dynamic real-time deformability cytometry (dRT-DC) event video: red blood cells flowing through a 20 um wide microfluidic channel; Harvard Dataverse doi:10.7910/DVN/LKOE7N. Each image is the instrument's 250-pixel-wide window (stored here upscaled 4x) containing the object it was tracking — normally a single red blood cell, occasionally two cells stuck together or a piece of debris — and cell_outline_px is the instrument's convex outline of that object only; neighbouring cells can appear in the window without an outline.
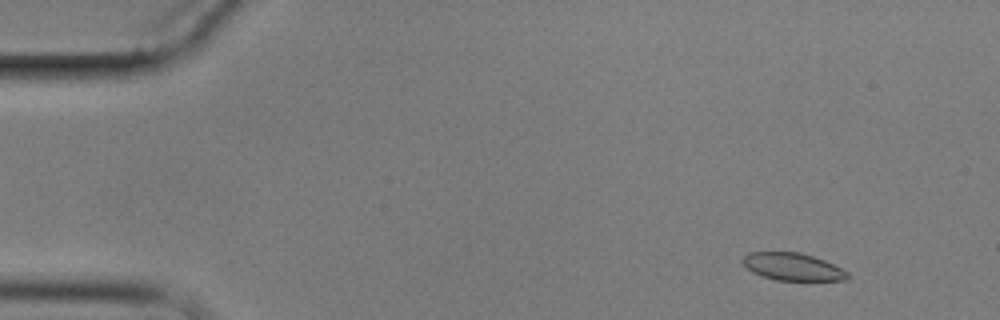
{"species": "common noctule bat (a hibernating species)", "species_latin": "Nyctalus noctula", "temperature_condition": "cold", "stored_images_in_passage": 5, "camera_frame_rate_fps": 3000, "um_per_image_px": 0.085, "animal": {"sex": "male", "body_mass_g": 17.9}, "frame": {"image": 1, "passage_image": 2, "time_ms": 1.0, "image_size_px": [1000, 320], "cell_outline_px": [[852, 276], [848, 280], [776, 280], [752, 272], [740, 260], [748, 252], [800, 252], [824, 260], [848, 272]], "centroid_in_image_um": [67.39, 22.67], "position_along_channel_um": 17.6, "area_um2": 16.7}}
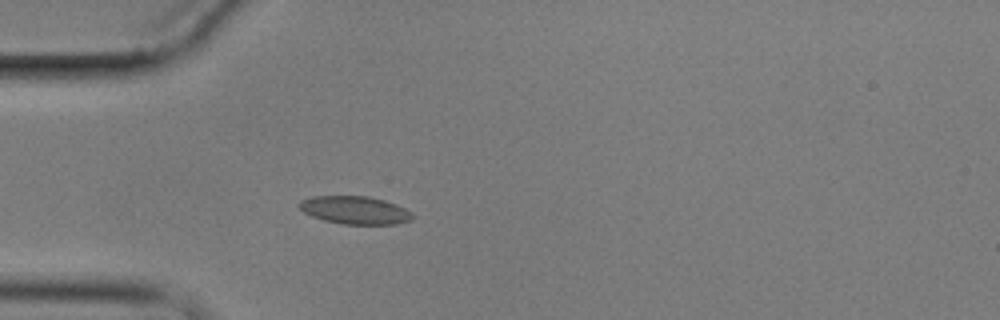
{"frame": {"image": 2, "passage_image": 5, "time_ms": 4.667, "image_size_px": [1000, 320], "cell_outline_px": [[416, 216], [412, 220], [396, 224], [344, 224], [324, 220], [312, 216], [304, 212], [296, 204], [300, 200], [312, 196], [368, 196], [384, 200], [396, 204], [412, 212]], "centroid_in_image_um": [30.18, 17.86], "position_along_channel_um": 54.8, "area_um2": 18.55}}